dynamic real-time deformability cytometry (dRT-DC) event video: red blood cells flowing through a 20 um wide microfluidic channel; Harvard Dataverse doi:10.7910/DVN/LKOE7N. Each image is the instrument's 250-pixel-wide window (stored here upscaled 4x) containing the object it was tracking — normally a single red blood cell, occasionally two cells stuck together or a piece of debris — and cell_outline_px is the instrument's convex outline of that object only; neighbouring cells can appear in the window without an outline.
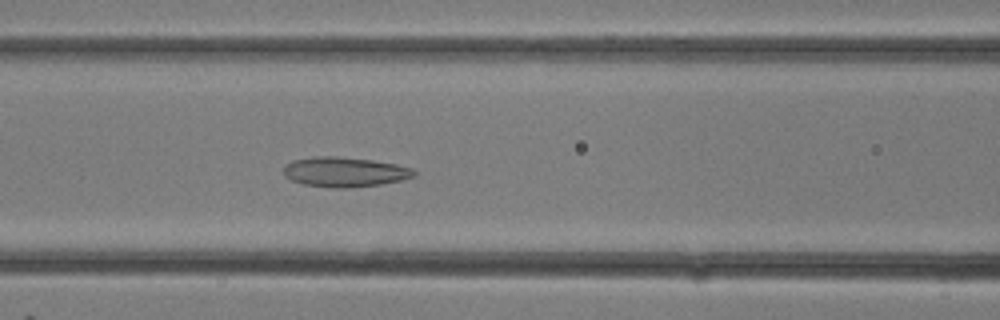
{"species": "common noctule bat (a hibernating species)", "species_latin": "Nyctalus noctula", "temperature_condition": "room temperature", "stored_images_in_passage": 13, "camera_frame_rate_fps": 3000, "um_per_image_px": 0.085, "animal": {"sex": "female"}, "frame": {"image": 1, "passage_image": 13, "time_ms": 4.0, "image_size_px": [1000, 320], "cell_outline_px": [[416, 176], [404, 180], [380, 184], [348, 188], [332, 188], [304, 184], [292, 180], [284, 176], [284, 164], [292, 160], [316, 156], [336, 156], [372, 160], [396, 164], [412, 168], [416, 172]], "centroid_in_image_um": [29.3, 14.61], "position_along_channel_um": 137.3, "area_um2": 22.83}}